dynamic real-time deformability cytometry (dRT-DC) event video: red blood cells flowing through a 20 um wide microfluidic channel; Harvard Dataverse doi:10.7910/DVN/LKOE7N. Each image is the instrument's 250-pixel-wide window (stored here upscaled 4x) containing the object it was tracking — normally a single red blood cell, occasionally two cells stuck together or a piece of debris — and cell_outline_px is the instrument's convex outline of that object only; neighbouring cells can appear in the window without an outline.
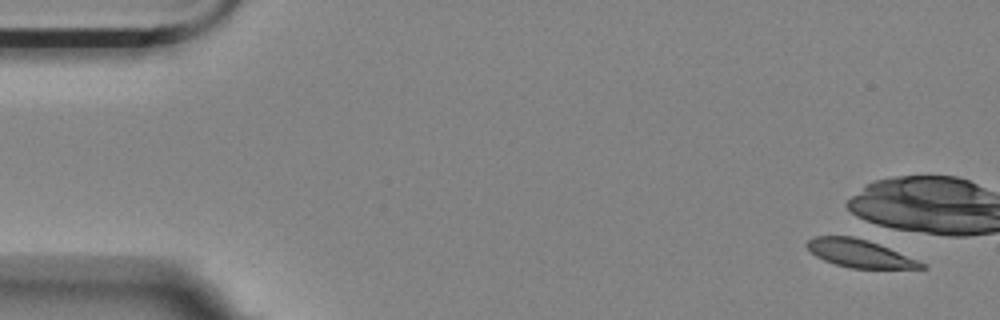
{"species": "Egyptian fruit bat (a non-hibernating species)", "species_latin": "Rousettus aegyptiacus", "temperature_condition": "room temperature", "stored_images_in_passage": 4, "camera_frame_rate_fps": 3000, "um_per_image_px": 0.085, "animal": {"sex": "female"}, "frame": {"image": 1, "passage_image": 1, "time_ms": 0.0, "image_size_px": [1000, 320], "cell_outline_px": [[928, 268], [852, 268], [836, 264], [824, 260], [816, 256], [804, 244], [812, 236], [852, 236], [868, 240], [880, 244], [916, 260], [924, 264]], "centroid_in_image_um": [73.01, 21.52], "position_along_channel_um": 12.0, "area_um2": 18.26}}